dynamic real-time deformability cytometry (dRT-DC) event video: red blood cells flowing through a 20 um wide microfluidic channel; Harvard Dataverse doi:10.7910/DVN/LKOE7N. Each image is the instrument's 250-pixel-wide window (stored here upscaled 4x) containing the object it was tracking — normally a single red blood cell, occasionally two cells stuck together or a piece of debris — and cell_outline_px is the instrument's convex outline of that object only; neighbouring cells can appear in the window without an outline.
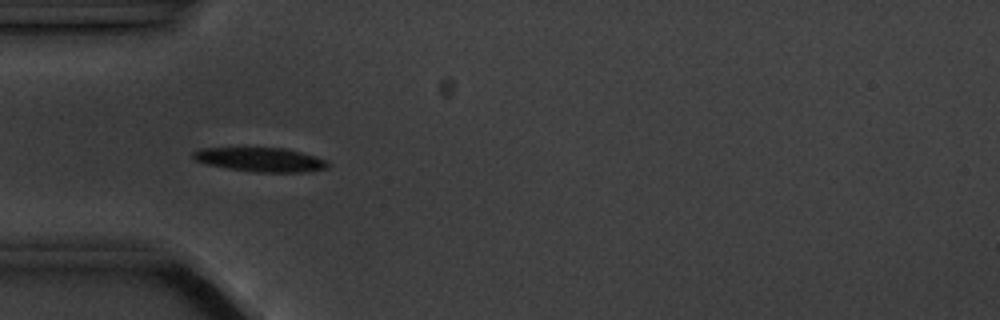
{"species": "common noctule bat (a hibernating species)", "species_latin": "Nyctalus noctula", "temperature_condition": "cold", "stored_images_in_passage": 6, "camera_frame_rate_fps": 3000, "um_per_image_px": 0.085, "animal": {"sex": "male", "body_mass_g": 20.1, "forearm_length_mm": 53.5}, "frame": {"image": 1, "passage_image": 5, "time_ms": 5.667, "image_size_px": [1000, 320], "cell_outline_px": [[332, 164], [328, 168], [308, 172], [256, 172], [228, 168], [208, 164], [196, 160], [192, 156], [192, 152], [200, 148], [284, 148], [316, 156]], "centroid_in_image_um": [22.18, 13.57], "position_along_channel_um": 62.8, "area_um2": 18.84}}
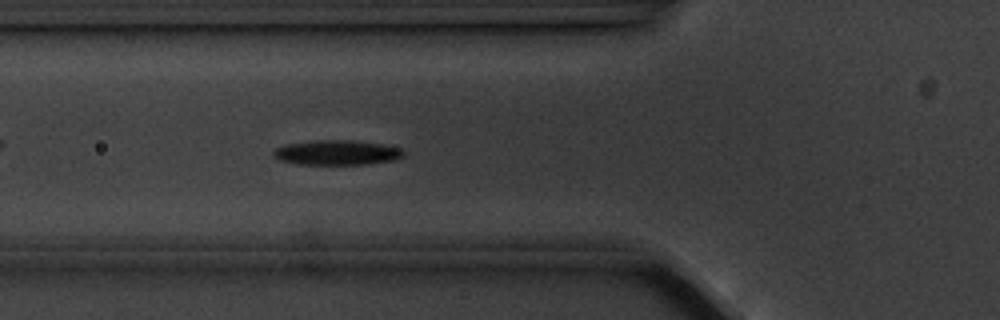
{"frame": {"image": 2, "passage_image": 6, "time_ms": 6.667, "image_size_px": [1000, 320], "cell_outline_px": [[404, 156], [392, 160], [368, 164], [296, 164], [280, 160], [272, 156], [272, 152], [276, 148], [284, 144], [312, 140], [352, 140], [384, 144], [400, 148], [404, 152]], "centroid_in_image_um": [28.6, 12.96], "position_along_channel_um": 97.2, "area_um2": 18.96}}